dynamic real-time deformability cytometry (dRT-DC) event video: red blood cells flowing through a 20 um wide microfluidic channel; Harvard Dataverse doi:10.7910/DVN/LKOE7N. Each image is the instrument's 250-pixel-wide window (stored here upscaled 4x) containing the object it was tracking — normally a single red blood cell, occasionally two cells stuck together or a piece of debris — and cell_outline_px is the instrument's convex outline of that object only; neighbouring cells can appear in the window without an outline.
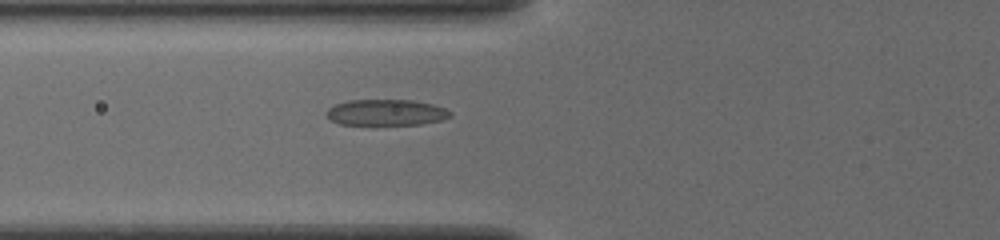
{"species": "common noctule bat (a hibernating species)", "species_latin": "Nyctalus noctula", "temperature_condition": "cold", "stored_images_in_passage": 41, "camera_frame_rate_fps": 3000, "um_per_image_px": 0.085, "animal": {"sex": "female", "body_mass_g": 19.5, "forearm_length_mm": 54.1}, "frame": {"image": 1, "passage_image": 9, "time_ms": 2.667, "image_size_px": [1000, 240], "cell_outline_px": [[452, 116], [440, 120], [420, 124], [340, 124], [332, 120], [328, 116], [328, 108], [336, 104], [348, 100], [412, 100], [432, 104], [444, 108], [452, 112]], "centroid_in_image_um": [32.85, 9.55], "position_along_channel_um": 93.0, "area_um2": 18.5}}
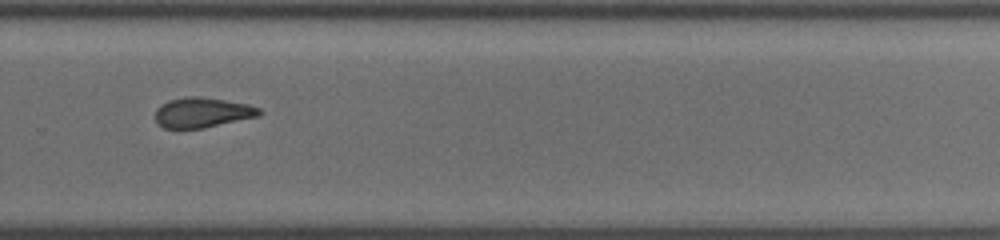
{"frame": {"image": 2, "passage_image": 26, "time_ms": 8.333, "image_size_px": [1000, 240], "cell_outline_px": [[260, 116], [200, 128], [164, 128], [156, 120], [156, 108], [172, 100], [188, 96], [200, 96], [248, 104], [260, 108]], "centroid_in_image_um": [17.22, 9.56], "position_along_channel_um": 312.6, "area_um2": 17.8}}
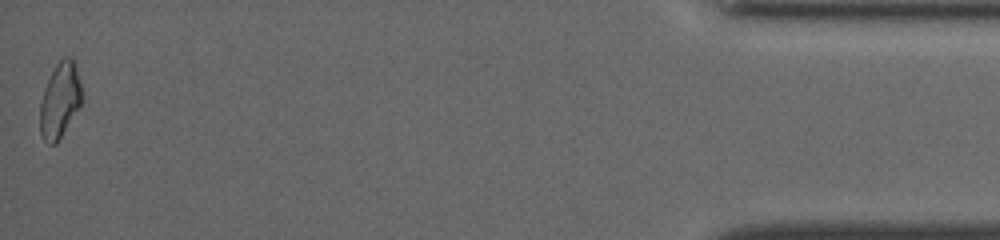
{"frame": {"image": 3, "passage_image": 41, "time_ms": 13.333, "image_size_px": [1000, 240], "cell_outline_px": [[80, 104], [56, 144], [52, 144], [44, 140], [40, 132], [40, 104], [44, 88], [56, 64], [64, 56], [72, 56], [76, 64], [80, 84]], "centroid_in_image_um": [5.07, 8.48], "position_along_channel_um": 430.1, "area_um2": 17.86}, "authors_computed_cell_mechanics": {"area_um2": 18.5538, "velocity_mm_per_s": 3.8783, "shape_relaxation_time_tau1_ms": null, "shape_relaxation_time_tau2_ms": 1.6316, "deformation_change_tau1": null, "deformation_change_tau2": 0.0746}}